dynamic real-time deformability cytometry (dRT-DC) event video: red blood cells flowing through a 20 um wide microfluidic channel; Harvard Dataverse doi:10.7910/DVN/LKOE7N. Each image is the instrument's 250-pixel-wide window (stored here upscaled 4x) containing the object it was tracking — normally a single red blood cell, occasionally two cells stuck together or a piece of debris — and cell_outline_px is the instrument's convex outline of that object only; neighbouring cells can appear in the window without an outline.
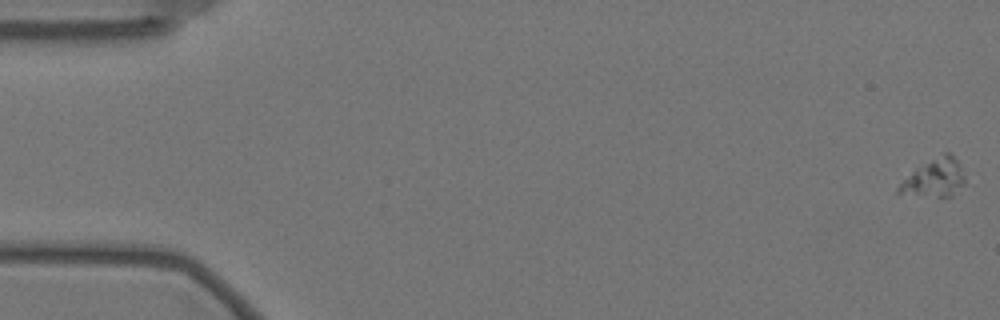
{"species": "Egyptian fruit bat (a non-hibernating species)", "species_latin": "Rousettus aegyptiacus", "temperature_condition": "warm", "stored_images_in_passage": 13, "segment_of_instrument_passage": [1, 2], "camera_frame_rate_fps": 3000, "um_per_image_px": 0.085, "animal": {"sex": "female"}, "frame": {"image": 1, "passage_image": 1, "time_ms": 0.0, "image_size_px": [1000, 320], "cell_outline_px": [[968, 184], [952, 196], [936, 196], [896, 192], [896, 188], [912, 172], [944, 152], [948, 152], [960, 164]], "centroid_in_image_um": [79.53, 15.14], "position_along_channel_um": 5.5, "area_um2": 14.28}}